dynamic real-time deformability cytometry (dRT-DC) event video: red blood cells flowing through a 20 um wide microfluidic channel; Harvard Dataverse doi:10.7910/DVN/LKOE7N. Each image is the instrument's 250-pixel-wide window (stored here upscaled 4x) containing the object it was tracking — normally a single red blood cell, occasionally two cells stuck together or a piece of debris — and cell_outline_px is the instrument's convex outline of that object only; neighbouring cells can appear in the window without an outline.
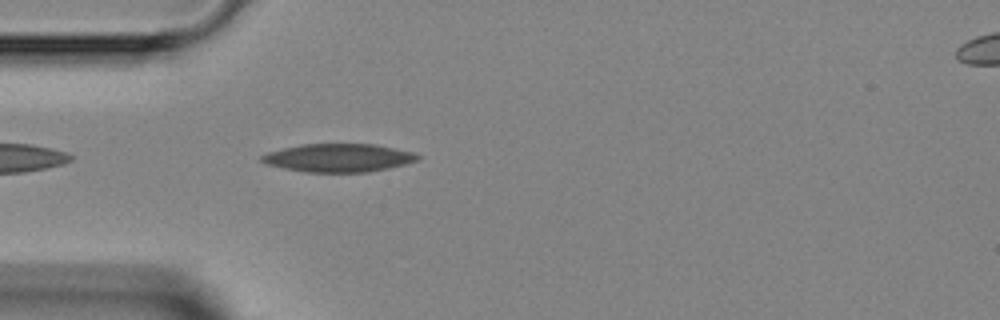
{"species": "Egyptian fruit bat (a non-hibernating species)", "species_latin": "Rousettus aegyptiacus", "temperature_condition": "room temperature", "stored_images_in_passage": 3, "segment_of_instrument_passage": [1, 2], "camera_frame_rate_fps": 3000, "um_per_image_px": 0.085, "animal": {"sex": "female"}, "frame": {"image": 1, "passage_image": 2, "time_ms": 1.667, "image_size_px": [1000, 320], "cell_outline_px": [[420, 160], [388, 168], [368, 172], [304, 172], [264, 164], [260, 160], [260, 156], [268, 152], [300, 144], [376, 144], [416, 152], [420, 156]], "centroid_in_image_um": [28.79, 13.41], "position_along_channel_um": 56.2, "area_um2": 25.84}}